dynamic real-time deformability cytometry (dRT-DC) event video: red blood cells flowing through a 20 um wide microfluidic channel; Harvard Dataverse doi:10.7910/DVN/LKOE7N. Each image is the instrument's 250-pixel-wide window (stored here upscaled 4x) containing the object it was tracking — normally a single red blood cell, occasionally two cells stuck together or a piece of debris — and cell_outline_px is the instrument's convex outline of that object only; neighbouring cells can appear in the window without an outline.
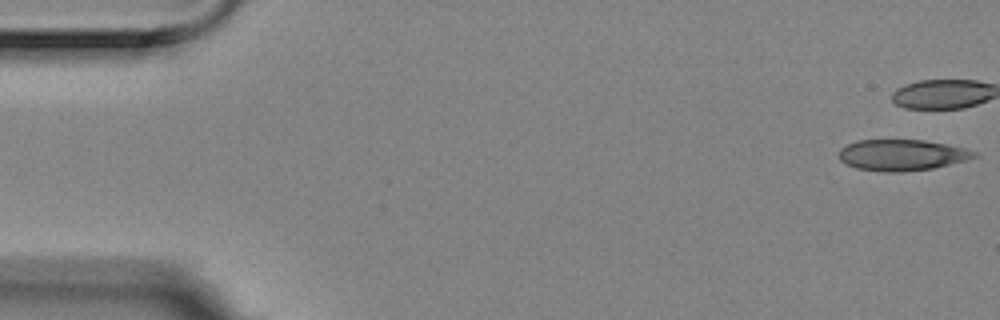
{"species": "Egyptian fruit bat (a non-hibernating species)", "species_latin": "Rousettus aegyptiacus", "temperature_condition": "room temperature", "stored_images_in_passage": 43, "camera_frame_rate_fps": 3000, "um_per_image_px": 0.085, "animal": {"sex": "female"}, "frame": {"image": 1, "passage_image": 1, "time_ms": 0.0, "image_size_px": [1000, 320], "cell_outline_px": [[976, 156], [968, 160], [932, 168], [900, 172], [884, 172], [856, 168], [844, 164], [840, 160], [840, 148], [856, 140], [924, 140], [964, 148], [976, 152]], "centroid_in_image_um": [76.62, 13.18], "position_along_channel_um": 8.4, "area_um2": 24.39}}